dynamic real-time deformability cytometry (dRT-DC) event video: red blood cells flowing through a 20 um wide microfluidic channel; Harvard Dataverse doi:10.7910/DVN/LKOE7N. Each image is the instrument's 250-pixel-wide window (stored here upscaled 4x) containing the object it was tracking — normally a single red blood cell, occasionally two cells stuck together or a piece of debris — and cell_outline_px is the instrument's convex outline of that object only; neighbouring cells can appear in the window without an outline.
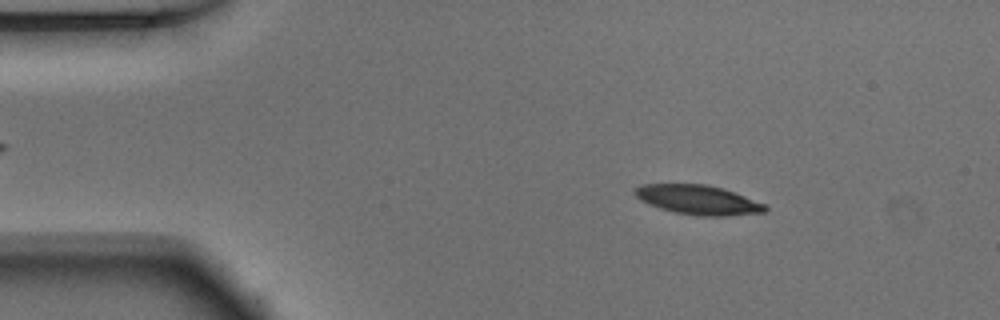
{"species": "Egyptian fruit bat (a non-hibernating species)", "species_latin": "Rousettus aegyptiacus", "temperature_condition": "warm", "stored_images_in_passage": 49, "camera_frame_rate_fps": 3000, "um_per_image_px": 0.085, "animal": {"sex": "male"}, "frame": {"image": 1, "passage_image": 5, "time_ms": 1.333, "image_size_px": [1000, 320], "cell_outline_px": [[768, 208], [764, 212], [728, 216], [696, 216], [676, 212], [660, 208], [648, 204], [640, 200], [632, 192], [640, 184], [708, 184], [724, 188], [764, 204]], "centroid_in_image_um": [59.31, 16.98], "position_along_channel_um": 25.7, "area_um2": 22.37}}
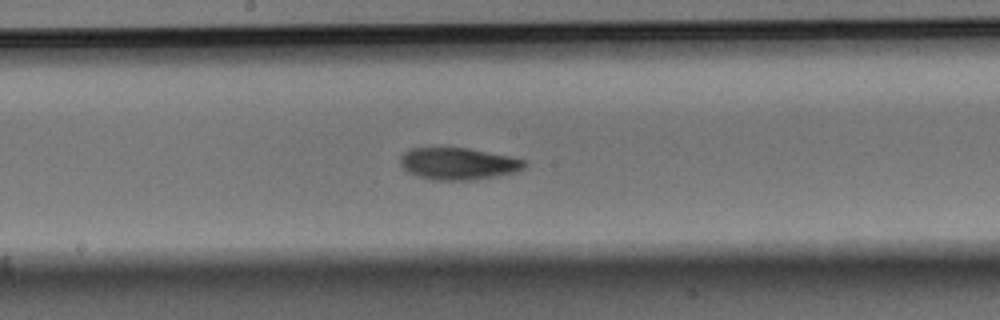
{"frame": {"image": 2, "passage_image": 24, "time_ms": 7.667, "image_size_px": [1000, 320], "cell_outline_px": [[528, 164], [524, 168], [516, 172], [496, 176], [472, 180], [436, 180], [420, 176], [408, 172], [400, 164], [400, 156], [408, 148], [468, 148], [528, 160]], "centroid_in_image_um": [38.98, 13.91], "position_along_channel_um": 209.2, "area_um2": 23.12}}
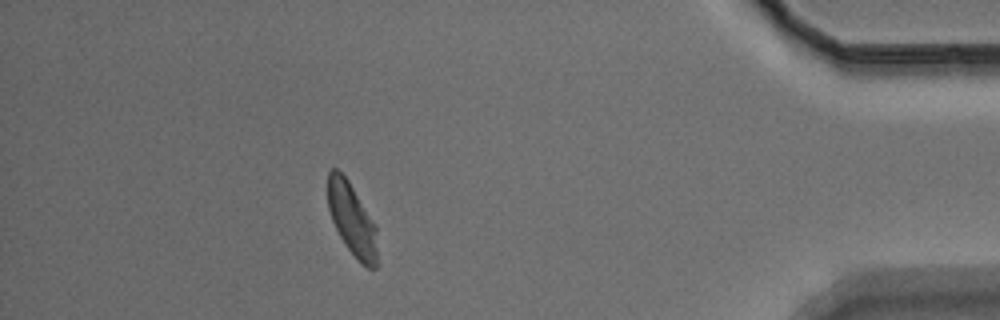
{"frame": {"image": 3, "passage_image": 43, "time_ms": 14.0, "image_size_px": [1000, 320], "cell_outline_px": [[376, 268], [368, 268], [348, 248], [340, 236], [332, 220], [328, 208], [328, 172], [332, 168], [336, 168], [348, 180], [376, 224]], "centroid_in_image_um": [29.91, 18.59], "position_along_channel_um": 405.3, "area_um2": 20.4}, "authors_computed_cell_mechanics": {"area_um2": 22.3686, "velocity_mm_per_s": 3.8735, "shape_relaxation_time_tau1_ms": 3.1651, "shape_relaxation_time_tau2_ms": 4.5169, "deformation_change_tau1": 0.1316, "deformation_change_tau2": 0.1042}}